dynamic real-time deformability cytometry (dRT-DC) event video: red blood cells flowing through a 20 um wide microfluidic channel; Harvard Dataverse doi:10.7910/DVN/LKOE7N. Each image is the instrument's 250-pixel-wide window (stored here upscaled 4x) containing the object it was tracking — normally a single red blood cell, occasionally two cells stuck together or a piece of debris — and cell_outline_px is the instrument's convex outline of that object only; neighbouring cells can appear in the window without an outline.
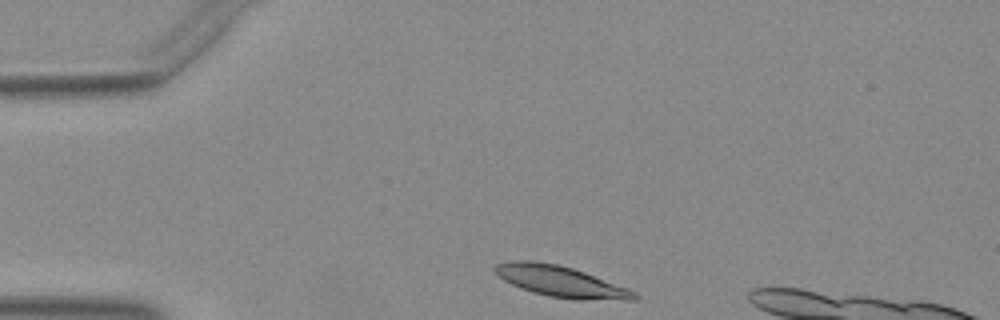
{"species": "Egyptian fruit bat (a non-hibernating species)", "species_latin": "Rousettus aegyptiacus", "temperature_condition": "warm", "stored_images_in_passage": 32, "camera_frame_rate_fps": 3000, "um_per_image_px": 0.085, "animal": {"sex": "female"}, "frame": {"image": 1, "passage_image": 1, "time_ms": 0.0, "image_size_px": [1000, 320], "cell_outline_px": [[640, 296], [636, 300], [576, 300], [548, 296], [532, 292], [520, 288], [504, 280], [492, 268], [496, 264], [512, 260], [532, 260], [556, 264], [572, 268], [584, 272], [628, 288], [636, 292]], "centroid_in_image_um": [47.69, 23.93], "position_along_channel_um": 37.3, "area_um2": 25.26}}
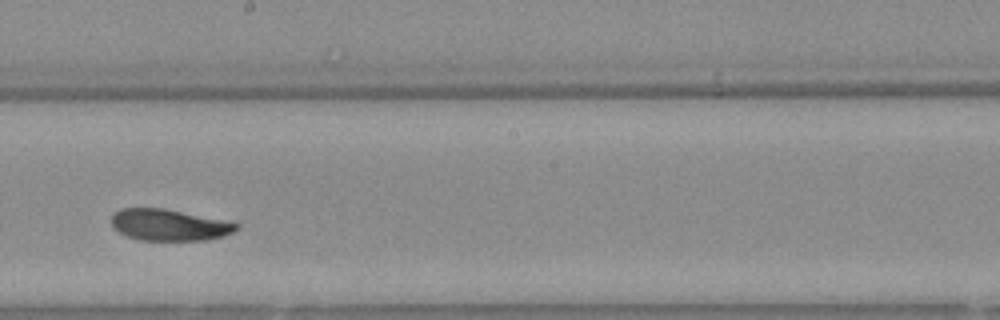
{"frame": {"image": 2, "passage_image": 19, "time_ms": 6.0, "image_size_px": [1000, 320], "cell_outline_px": [[240, 228], [224, 236], [204, 240], [140, 240], [128, 236], [112, 228], [112, 216], [120, 208], [164, 208], [240, 224]], "centroid_in_image_um": [14.36, 19.12], "position_along_channel_um": 233.8, "area_um2": 22.66}}
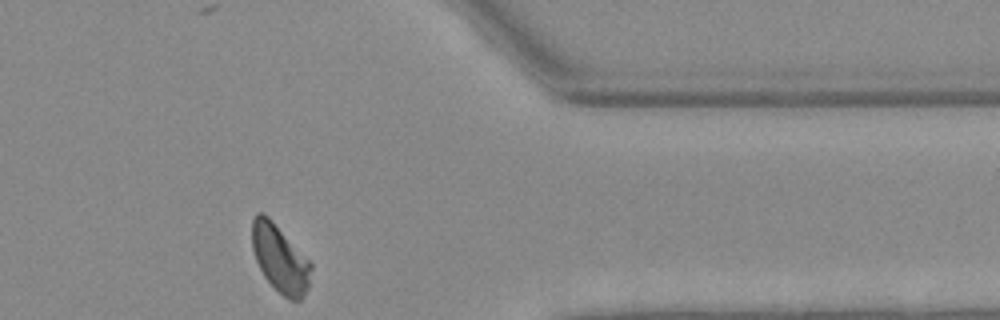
{"frame": {"image": 3, "passage_image": 32, "time_ms": 10.333, "image_size_px": [1000, 320], "cell_outline_px": [[312, 268], [308, 288], [304, 296], [300, 300], [288, 300], [264, 276], [256, 260], [252, 248], [252, 220], [256, 212], [264, 212], [272, 220], [312, 264]], "centroid_in_image_um": [23.79, 21.97], "position_along_channel_um": 387.6, "area_um2": 22.95}}